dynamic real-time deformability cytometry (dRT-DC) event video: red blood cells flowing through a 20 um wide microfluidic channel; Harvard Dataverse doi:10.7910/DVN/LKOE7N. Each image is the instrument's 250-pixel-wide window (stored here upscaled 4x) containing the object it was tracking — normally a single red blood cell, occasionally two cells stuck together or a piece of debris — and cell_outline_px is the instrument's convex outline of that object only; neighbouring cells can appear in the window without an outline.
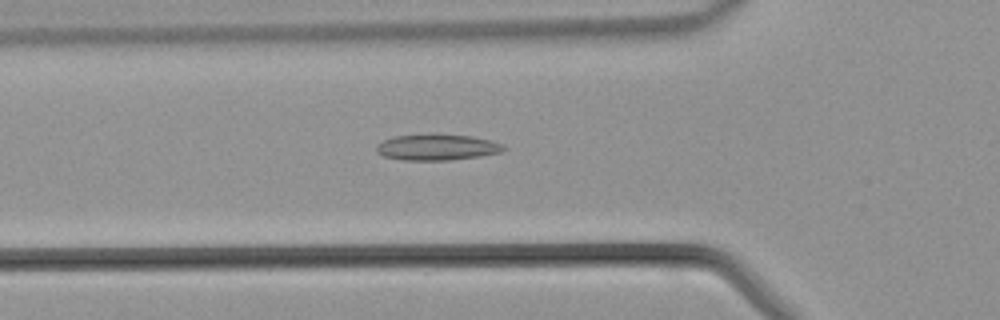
{"species": "common noctule bat (a hibernating species)", "species_latin": "Nyctalus noctula", "temperature_condition": "warm", "stored_images_in_passage": 43, "camera_frame_rate_fps": 3000, "um_per_image_px": 0.085, "animal": {"sex": "male", "body_mass_g": 21.5, "forearm_length_mm": 52.0}, "frame": {"image": 1, "passage_image": 14, "time_ms": 4.333, "image_size_px": [1000, 320], "cell_outline_px": [[508, 148], [500, 152], [480, 156], [448, 160], [400, 160], [384, 156], [376, 152], [376, 144], [384, 140], [396, 136], [436, 132], [472, 136], [492, 140], [504, 144]], "centroid_in_image_um": [37.16, 12.49], "position_along_channel_um": 88.6, "area_um2": 19.88}}
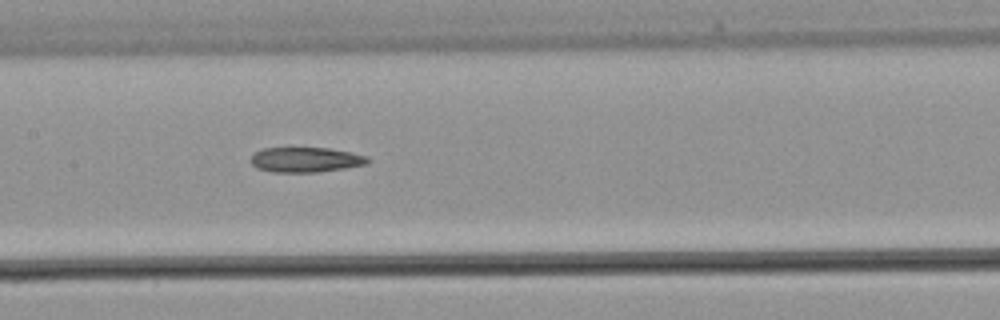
{"frame": {"image": 2, "passage_image": 20, "time_ms": 6.333, "image_size_px": [1000, 320], "cell_outline_px": [[372, 160], [368, 164], [344, 168], [316, 172], [272, 172], [256, 168], [248, 160], [256, 152], [264, 148], [328, 148], [368, 156]], "centroid_in_image_um": [25.98, 13.58], "position_along_channel_um": 181.4, "area_um2": 17.05}}
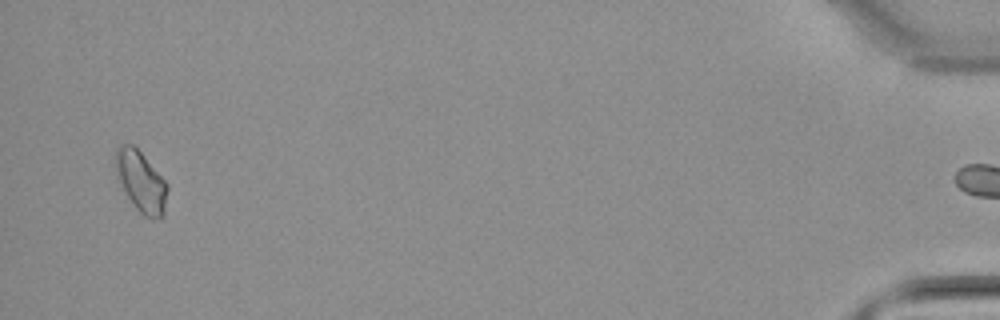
{"frame": {"image": 3, "passage_image": 42, "time_ms": 13.667, "image_size_px": [1000, 320], "cell_outline_px": [[168, 188], [164, 216], [160, 220], [152, 220], [144, 216], [136, 208], [128, 196], [116, 172], [116, 148], [120, 144], [132, 144], [140, 152], [168, 184]], "centroid_in_image_um": [12.03, 15.48], "position_along_channel_um": 423.2, "area_um2": 18.09}}